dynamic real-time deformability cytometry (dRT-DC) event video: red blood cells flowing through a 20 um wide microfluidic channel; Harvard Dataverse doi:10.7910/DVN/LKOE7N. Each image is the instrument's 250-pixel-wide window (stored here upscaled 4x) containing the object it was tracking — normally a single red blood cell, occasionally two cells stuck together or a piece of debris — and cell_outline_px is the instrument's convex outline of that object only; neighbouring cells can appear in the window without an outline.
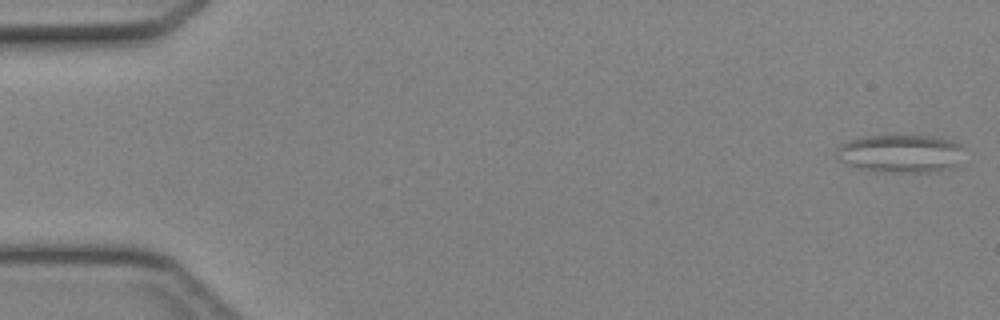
{"species": "Egyptian fruit bat (a non-hibernating species)", "species_latin": "Rousettus aegyptiacus", "temperature_condition": "cold", "stored_images_in_passage": 45, "segment_of_instrument_passage": [1, 2], "camera_frame_rate_fps": 3000, "um_per_image_px": 0.085, "animal": {"sex": "female"}, "frame": {"image": 1, "passage_image": 1, "time_ms": 0.0, "image_size_px": [1000, 320], "cell_outline_px": [[964, 148], [960, 168], [936, 172], [872, 172], [856, 168], [836, 160], [836, 148], [840, 144], [848, 140], [864, 136], [936, 136], [952, 140], [960, 144]], "centroid_in_image_um": [76.59, 13.08], "position_along_channel_um": 8.4, "area_um2": 29.42}}
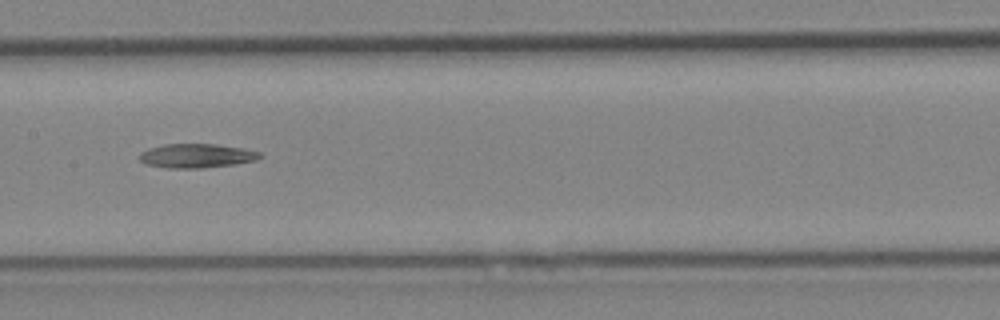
{"frame": {"image": 2, "passage_image": 23, "time_ms": 7.333, "image_size_px": [1000, 320], "cell_outline_px": [[264, 156], [256, 160], [232, 164], [204, 168], [164, 168], [144, 164], [140, 160], [140, 152], [148, 148], [164, 144], [216, 144], [244, 148], [260, 152]], "centroid_in_image_um": [16.69, 13.24], "position_along_channel_um": 190.7, "area_um2": 17.05}}
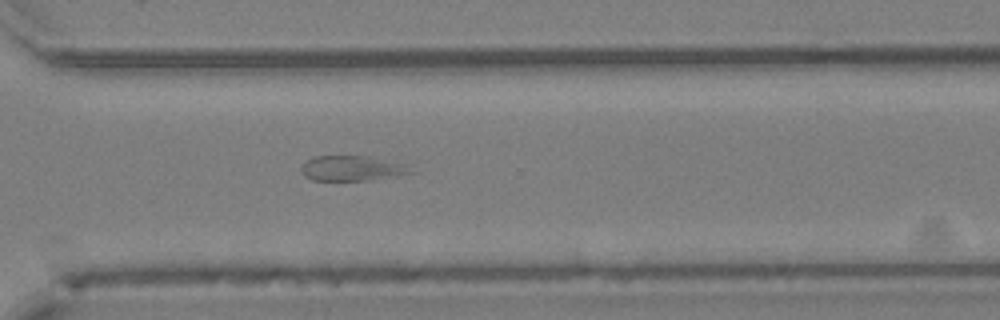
{"frame": {"image": 3, "passage_image": 33, "time_ms": 10.667, "image_size_px": [1000, 320], "cell_outline_px": [[416, 172], [396, 176], [368, 180], [312, 180], [304, 176], [300, 172], [300, 168], [308, 160], [316, 156], [368, 156], [404, 164]], "centroid_in_image_um": [29.91, 14.31], "position_along_channel_um": 340.7, "area_um2": 15.9}}